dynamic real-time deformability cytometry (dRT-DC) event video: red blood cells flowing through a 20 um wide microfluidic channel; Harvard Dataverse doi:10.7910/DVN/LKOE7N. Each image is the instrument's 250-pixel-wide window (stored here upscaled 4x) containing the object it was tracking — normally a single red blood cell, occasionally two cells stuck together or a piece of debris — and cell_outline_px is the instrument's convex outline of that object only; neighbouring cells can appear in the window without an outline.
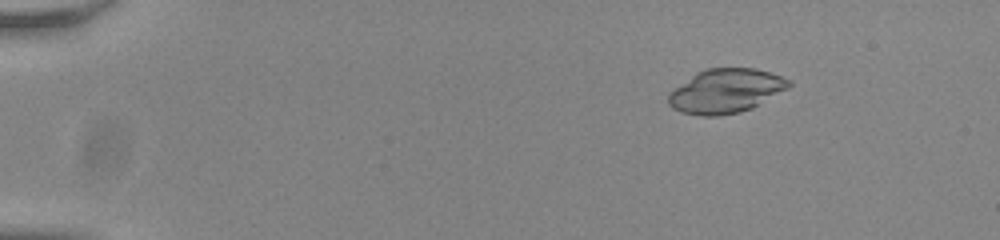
{"species": "common noctule bat (a hibernating species)", "species_latin": "Nyctalus noctula", "temperature_condition": "room temperature", "stored_images_in_passage": 56, "camera_frame_rate_fps": 3000, "um_per_image_px": 0.085, "animal": {"sex": "male", "body_mass_g": 20.0, "forearm_length_mm": 53.3}, "frame": {"image": 1, "passage_image": 9, "time_ms": 2.667, "image_size_px": [1000, 240], "cell_outline_px": [[792, 84], [788, 88], [752, 108], [740, 112], [716, 116], [700, 116], [680, 112], [672, 108], [668, 104], [668, 92], [696, 72], [708, 68], [756, 68], [792, 80]], "centroid_in_image_um": [61.66, 7.73], "position_along_channel_um": 23.3, "area_um2": 31.1}}